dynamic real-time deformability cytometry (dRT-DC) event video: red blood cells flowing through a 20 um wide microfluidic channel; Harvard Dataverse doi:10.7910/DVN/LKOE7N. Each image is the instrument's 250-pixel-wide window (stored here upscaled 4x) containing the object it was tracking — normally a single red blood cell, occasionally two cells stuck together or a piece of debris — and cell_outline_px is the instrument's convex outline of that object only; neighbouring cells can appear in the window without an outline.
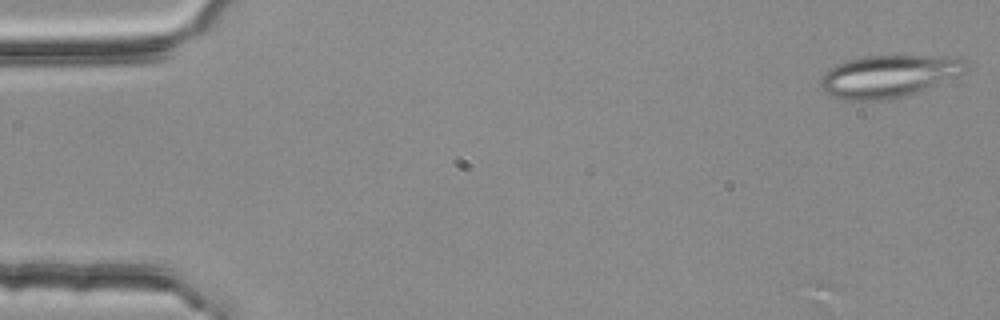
{"species": "common noctule bat (a hibernating species)", "species_latin": "Nyctalus noctula", "temperature_condition": "room temperature", "stored_images_in_passage": 7, "camera_frame_rate_fps": 3000, "um_per_image_px": 0.085, "animal": {"sex": "female", "body_mass_g": 25.1}, "frame": {"image": 1, "passage_image": 1, "time_ms": 0.0, "image_size_px": [1000, 320], "cell_outline_px": [[968, 68], [960, 76], [904, 96], [884, 100], [852, 100], [832, 96], [824, 92], [820, 84], [820, 80], [824, 72], [828, 68], [836, 64], [848, 60], [864, 56], [940, 56], [964, 60], [968, 64]], "centroid_in_image_um": [75.52, 6.47], "position_along_channel_um": 9.5, "area_um2": 35.66}}